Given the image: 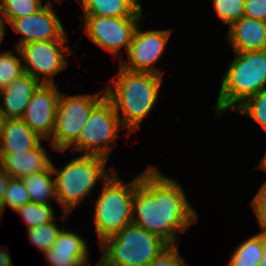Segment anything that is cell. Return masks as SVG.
<instances>
[{
    "instance_id": "2e32d148",
    "label": "cell",
    "mask_w": 266,
    "mask_h": 266,
    "mask_svg": "<svg viewBox=\"0 0 266 266\" xmlns=\"http://www.w3.org/2000/svg\"><path fill=\"white\" fill-rule=\"evenodd\" d=\"M228 29L226 39L233 52L266 49V21L243 16Z\"/></svg>"
},
{
    "instance_id": "d6a6232c",
    "label": "cell",
    "mask_w": 266,
    "mask_h": 266,
    "mask_svg": "<svg viewBox=\"0 0 266 266\" xmlns=\"http://www.w3.org/2000/svg\"><path fill=\"white\" fill-rule=\"evenodd\" d=\"M0 266H13L12 258L9 254L8 247H0Z\"/></svg>"
},
{
    "instance_id": "30bf717a",
    "label": "cell",
    "mask_w": 266,
    "mask_h": 266,
    "mask_svg": "<svg viewBox=\"0 0 266 266\" xmlns=\"http://www.w3.org/2000/svg\"><path fill=\"white\" fill-rule=\"evenodd\" d=\"M144 17H103L98 15H82L80 28L92 43L118 56L119 51L127 53L134 32Z\"/></svg>"
},
{
    "instance_id": "74e56055",
    "label": "cell",
    "mask_w": 266,
    "mask_h": 266,
    "mask_svg": "<svg viewBox=\"0 0 266 266\" xmlns=\"http://www.w3.org/2000/svg\"><path fill=\"white\" fill-rule=\"evenodd\" d=\"M91 263L89 264H85L84 266H89ZM94 266H106L100 259L98 260V262L94 265Z\"/></svg>"
},
{
    "instance_id": "5b68a950",
    "label": "cell",
    "mask_w": 266,
    "mask_h": 266,
    "mask_svg": "<svg viewBox=\"0 0 266 266\" xmlns=\"http://www.w3.org/2000/svg\"><path fill=\"white\" fill-rule=\"evenodd\" d=\"M98 246L106 266H147L169 244L156 234L131 223Z\"/></svg>"
},
{
    "instance_id": "5bb4252c",
    "label": "cell",
    "mask_w": 266,
    "mask_h": 266,
    "mask_svg": "<svg viewBox=\"0 0 266 266\" xmlns=\"http://www.w3.org/2000/svg\"><path fill=\"white\" fill-rule=\"evenodd\" d=\"M71 230L60 231L52 247L43 256L50 266H84L89 264L88 243Z\"/></svg>"
},
{
    "instance_id": "7a4b0ae2",
    "label": "cell",
    "mask_w": 266,
    "mask_h": 266,
    "mask_svg": "<svg viewBox=\"0 0 266 266\" xmlns=\"http://www.w3.org/2000/svg\"><path fill=\"white\" fill-rule=\"evenodd\" d=\"M116 75L111 78L105 93L112 101L122 126L126 128L127 136L138 131L142 121L157 104L164 76L130 71L120 65Z\"/></svg>"
},
{
    "instance_id": "d4e9b609",
    "label": "cell",
    "mask_w": 266,
    "mask_h": 266,
    "mask_svg": "<svg viewBox=\"0 0 266 266\" xmlns=\"http://www.w3.org/2000/svg\"><path fill=\"white\" fill-rule=\"evenodd\" d=\"M55 220L41 224L38 227L27 229V237L31 245H33L41 253L48 251L58 234L64 227H59Z\"/></svg>"
},
{
    "instance_id": "4dcf8cb0",
    "label": "cell",
    "mask_w": 266,
    "mask_h": 266,
    "mask_svg": "<svg viewBox=\"0 0 266 266\" xmlns=\"http://www.w3.org/2000/svg\"><path fill=\"white\" fill-rule=\"evenodd\" d=\"M243 16L266 21V0H245Z\"/></svg>"
},
{
    "instance_id": "8992f818",
    "label": "cell",
    "mask_w": 266,
    "mask_h": 266,
    "mask_svg": "<svg viewBox=\"0 0 266 266\" xmlns=\"http://www.w3.org/2000/svg\"><path fill=\"white\" fill-rule=\"evenodd\" d=\"M117 171L102 183V190L94 202L93 222L98 243L132 223V200L140 174L124 182Z\"/></svg>"
},
{
    "instance_id": "e575fe53",
    "label": "cell",
    "mask_w": 266,
    "mask_h": 266,
    "mask_svg": "<svg viewBox=\"0 0 266 266\" xmlns=\"http://www.w3.org/2000/svg\"><path fill=\"white\" fill-rule=\"evenodd\" d=\"M6 28L7 26L4 25L3 21L0 19V45L3 42V39L6 35V30H7Z\"/></svg>"
},
{
    "instance_id": "ffe728a7",
    "label": "cell",
    "mask_w": 266,
    "mask_h": 266,
    "mask_svg": "<svg viewBox=\"0 0 266 266\" xmlns=\"http://www.w3.org/2000/svg\"><path fill=\"white\" fill-rule=\"evenodd\" d=\"M30 196V201L51 204L55 200V177L50 165L46 170L22 178Z\"/></svg>"
},
{
    "instance_id": "cb8c5ba5",
    "label": "cell",
    "mask_w": 266,
    "mask_h": 266,
    "mask_svg": "<svg viewBox=\"0 0 266 266\" xmlns=\"http://www.w3.org/2000/svg\"><path fill=\"white\" fill-rule=\"evenodd\" d=\"M14 49L17 56L12 50L0 52V90L9 86L24 73L20 52L18 48L14 47Z\"/></svg>"
},
{
    "instance_id": "4316f807",
    "label": "cell",
    "mask_w": 266,
    "mask_h": 266,
    "mask_svg": "<svg viewBox=\"0 0 266 266\" xmlns=\"http://www.w3.org/2000/svg\"><path fill=\"white\" fill-rule=\"evenodd\" d=\"M212 5L218 21L228 27L243 17L245 0H212Z\"/></svg>"
},
{
    "instance_id": "836d02e7",
    "label": "cell",
    "mask_w": 266,
    "mask_h": 266,
    "mask_svg": "<svg viewBox=\"0 0 266 266\" xmlns=\"http://www.w3.org/2000/svg\"><path fill=\"white\" fill-rule=\"evenodd\" d=\"M261 241L263 245V258L259 263V266H266V231H261Z\"/></svg>"
},
{
    "instance_id": "9a60e30c",
    "label": "cell",
    "mask_w": 266,
    "mask_h": 266,
    "mask_svg": "<svg viewBox=\"0 0 266 266\" xmlns=\"http://www.w3.org/2000/svg\"><path fill=\"white\" fill-rule=\"evenodd\" d=\"M52 161L40 142L24 153H0V168L11 178H20L46 170Z\"/></svg>"
},
{
    "instance_id": "e0dca14e",
    "label": "cell",
    "mask_w": 266,
    "mask_h": 266,
    "mask_svg": "<svg viewBox=\"0 0 266 266\" xmlns=\"http://www.w3.org/2000/svg\"><path fill=\"white\" fill-rule=\"evenodd\" d=\"M41 83L30 74L23 73L9 86L0 90V108L6 119L22 118L26 106Z\"/></svg>"
},
{
    "instance_id": "ba28073f",
    "label": "cell",
    "mask_w": 266,
    "mask_h": 266,
    "mask_svg": "<svg viewBox=\"0 0 266 266\" xmlns=\"http://www.w3.org/2000/svg\"><path fill=\"white\" fill-rule=\"evenodd\" d=\"M106 95L105 89L94 94L64 95L61 92L54 131L49 143L52 150L64 152L78 140L93 107Z\"/></svg>"
},
{
    "instance_id": "d6986e66",
    "label": "cell",
    "mask_w": 266,
    "mask_h": 266,
    "mask_svg": "<svg viewBox=\"0 0 266 266\" xmlns=\"http://www.w3.org/2000/svg\"><path fill=\"white\" fill-rule=\"evenodd\" d=\"M82 15L145 17L140 0H78Z\"/></svg>"
},
{
    "instance_id": "f1b7e54d",
    "label": "cell",
    "mask_w": 266,
    "mask_h": 266,
    "mask_svg": "<svg viewBox=\"0 0 266 266\" xmlns=\"http://www.w3.org/2000/svg\"><path fill=\"white\" fill-rule=\"evenodd\" d=\"M177 245H169L147 266H188L179 253Z\"/></svg>"
},
{
    "instance_id": "484cf974",
    "label": "cell",
    "mask_w": 266,
    "mask_h": 266,
    "mask_svg": "<svg viewBox=\"0 0 266 266\" xmlns=\"http://www.w3.org/2000/svg\"><path fill=\"white\" fill-rule=\"evenodd\" d=\"M233 112L248 116L266 133V87L246 99Z\"/></svg>"
},
{
    "instance_id": "8d00e7d4",
    "label": "cell",
    "mask_w": 266,
    "mask_h": 266,
    "mask_svg": "<svg viewBox=\"0 0 266 266\" xmlns=\"http://www.w3.org/2000/svg\"><path fill=\"white\" fill-rule=\"evenodd\" d=\"M5 120H6V117L0 108V135H1V131H2Z\"/></svg>"
},
{
    "instance_id": "ac0fdd59",
    "label": "cell",
    "mask_w": 266,
    "mask_h": 266,
    "mask_svg": "<svg viewBox=\"0 0 266 266\" xmlns=\"http://www.w3.org/2000/svg\"><path fill=\"white\" fill-rule=\"evenodd\" d=\"M42 140L21 118L6 119L0 135V153H24Z\"/></svg>"
},
{
    "instance_id": "7c38bea8",
    "label": "cell",
    "mask_w": 266,
    "mask_h": 266,
    "mask_svg": "<svg viewBox=\"0 0 266 266\" xmlns=\"http://www.w3.org/2000/svg\"><path fill=\"white\" fill-rule=\"evenodd\" d=\"M8 25L14 33L22 35L13 47L29 42L68 40L62 21L53 5L45 4L39 11L11 20Z\"/></svg>"
},
{
    "instance_id": "8fae6325",
    "label": "cell",
    "mask_w": 266,
    "mask_h": 266,
    "mask_svg": "<svg viewBox=\"0 0 266 266\" xmlns=\"http://www.w3.org/2000/svg\"><path fill=\"white\" fill-rule=\"evenodd\" d=\"M141 22L137 25L132 42L126 53L127 59L121 54L119 65L130 71L150 72L164 76L161 67L155 66L159 62L168 44L172 29H141Z\"/></svg>"
},
{
    "instance_id": "52a82bcc",
    "label": "cell",
    "mask_w": 266,
    "mask_h": 266,
    "mask_svg": "<svg viewBox=\"0 0 266 266\" xmlns=\"http://www.w3.org/2000/svg\"><path fill=\"white\" fill-rule=\"evenodd\" d=\"M124 129L112 101L105 95L92 109L78 140L70 147L74 152L98 155L109 160Z\"/></svg>"
},
{
    "instance_id": "603a6c76",
    "label": "cell",
    "mask_w": 266,
    "mask_h": 266,
    "mask_svg": "<svg viewBox=\"0 0 266 266\" xmlns=\"http://www.w3.org/2000/svg\"><path fill=\"white\" fill-rule=\"evenodd\" d=\"M44 5L42 0H0V19L5 25L39 11Z\"/></svg>"
},
{
    "instance_id": "d590c367",
    "label": "cell",
    "mask_w": 266,
    "mask_h": 266,
    "mask_svg": "<svg viewBox=\"0 0 266 266\" xmlns=\"http://www.w3.org/2000/svg\"><path fill=\"white\" fill-rule=\"evenodd\" d=\"M257 167L262 170L264 173H266V151L264 153V156L262 157V159L260 160L259 164L257 165ZM266 181V180H265Z\"/></svg>"
},
{
    "instance_id": "44dd1931",
    "label": "cell",
    "mask_w": 266,
    "mask_h": 266,
    "mask_svg": "<svg viewBox=\"0 0 266 266\" xmlns=\"http://www.w3.org/2000/svg\"><path fill=\"white\" fill-rule=\"evenodd\" d=\"M227 266H259L263 258L261 231L237 245Z\"/></svg>"
},
{
    "instance_id": "7402d4cb",
    "label": "cell",
    "mask_w": 266,
    "mask_h": 266,
    "mask_svg": "<svg viewBox=\"0 0 266 266\" xmlns=\"http://www.w3.org/2000/svg\"><path fill=\"white\" fill-rule=\"evenodd\" d=\"M53 204H41L35 202L25 203L15 213L20 215L27 229L38 227L41 224L57 220Z\"/></svg>"
},
{
    "instance_id": "9c48e42d",
    "label": "cell",
    "mask_w": 266,
    "mask_h": 266,
    "mask_svg": "<svg viewBox=\"0 0 266 266\" xmlns=\"http://www.w3.org/2000/svg\"><path fill=\"white\" fill-rule=\"evenodd\" d=\"M70 46L68 40L29 42L19 46L24 73L41 84H55V76L68 66L67 55L78 47L77 44Z\"/></svg>"
},
{
    "instance_id": "f35d334b",
    "label": "cell",
    "mask_w": 266,
    "mask_h": 266,
    "mask_svg": "<svg viewBox=\"0 0 266 266\" xmlns=\"http://www.w3.org/2000/svg\"><path fill=\"white\" fill-rule=\"evenodd\" d=\"M55 2H63L64 0H54ZM52 1L51 0H47V2L45 4L47 5H53V3H51Z\"/></svg>"
},
{
    "instance_id": "277c9868",
    "label": "cell",
    "mask_w": 266,
    "mask_h": 266,
    "mask_svg": "<svg viewBox=\"0 0 266 266\" xmlns=\"http://www.w3.org/2000/svg\"><path fill=\"white\" fill-rule=\"evenodd\" d=\"M234 60L222 76L215 104V118L233 112L246 99L266 87V49L234 52Z\"/></svg>"
},
{
    "instance_id": "83f0119b",
    "label": "cell",
    "mask_w": 266,
    "mask_h": 266,
    "mask_svg": "<svg viewBox=\"0 0 266 266\" xmlns=\"http://www.w3.org/2000/svg\"><path fill=\"white\" fill-rule=\"evenodd\" d=\"M28 202H30V196L23 179L11 178L3 199V212L7 207L16 212Z\"/></svg>"
},
{
    "instance_id": "f546056e",
    "label": "cell",
    "mask_w": 266,
    "mask_h": 266,
    "mask_svg": "<svg viewBox=\"0 0 266 266\" xmlns=\"http://www.w3.org/2000/svg\"><path fill=\"white\" fill-rule=\"evenodd\" d=\"M261 231H266V181L249 202Z\"/></svg>"
},
{
    "instance_id": "6da1fadb",
    "label": "cell",
    "mask_w": 266,
    "mask_h": 266,
    "mask_svg": "<svg viewBox=\"0 0 266 266\" xmlns=\"http://www.w3.org/2000/svg\"><path fill=\"white\" fill-rule=\"evenodd\" d=\"M197 210L176 179L148 164L140 173L132 200V223L156 234L169 245H179L180 234L198 222Z\"/></svg>"
},
{
    "instance_id": "1f68e13d",
    "label": "cell",
    "mask_w": 266,
    "mask_h": 266,
    "mask_svg": "<svg viewBox=\"0 0 266 266\" xmlns=\"http://www.w3.org/2000/svg\"><path fill=\"white\" fill-rule=\"evenodd\" d=\"M11 176L0 168V216H3V199Z\"/></svg>"
},
{
    "instance_id": "3957f363",
    "label": "cell",
    "mask_w": 266,
    "mask_h": 266,
    "mask_svg": "<svg viewBox=\"0 0 266 266\" xmlns=\"http://www.w3.org/2000/svg\"><path fill=\"white\" fill-rule=\"evenodd\" d=\"M108 161L98 155L81 154L73 157L60 169L51 163L55 177L56 203L62 209L63 223L87 196H91L98 180L104 183L116 171L115 167L107 169Z\"/></svg>"
},
{
    "instance_id": "4fadbf2b",
    "label": "cell",
    "mask_w": 266,
    "mask_h": 266,
    "mask_svg": "<svg viewBox=\"0 0 266 266\" xmlns=\"http://www.w3.org/2000/svg\"><path fill=\"white\" fill-rule=\"evenodd\" d=\"M57 87L58 84H41L21 118L43 140L49 141L54 131L57 104L63 90Z\"/></svg>"
}]
</instances>
